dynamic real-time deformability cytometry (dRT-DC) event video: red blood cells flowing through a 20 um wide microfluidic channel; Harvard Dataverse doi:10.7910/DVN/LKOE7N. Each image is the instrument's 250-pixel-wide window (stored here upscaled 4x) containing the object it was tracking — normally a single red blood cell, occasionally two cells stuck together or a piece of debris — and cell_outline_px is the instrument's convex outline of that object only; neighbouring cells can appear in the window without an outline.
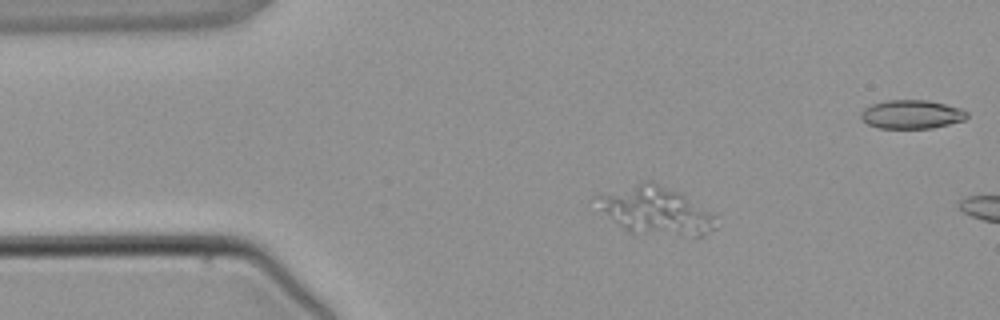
{"species": "common noctule bat (a hibernating species)", "species_latin": "Nyctalus noctula", "temperature_condition": "warm", "stored_images_in_passage": 2, "camera_frame_rate_fps": 3000, "um_per_image_px": 0.085, "animal": {"sex": "male", "body_mass_g": 21.5, "forearm_length_mm": 52.0}, "frame": {"image": 1, "passage_image": 1, "time_ms": 0.0, "image_size_px": [1000, 320], "cell_outline_px": [[716, 228], [704, 236], [696, 236], [628, 232], [588, 200], [592, 196], [600, 192], [644, 180], [652, 180], [716, 212]], "centroid_in_image_um": [55.67, 17.87], "position_along_channel_um": 29.3, "area_um2": 34.04}}